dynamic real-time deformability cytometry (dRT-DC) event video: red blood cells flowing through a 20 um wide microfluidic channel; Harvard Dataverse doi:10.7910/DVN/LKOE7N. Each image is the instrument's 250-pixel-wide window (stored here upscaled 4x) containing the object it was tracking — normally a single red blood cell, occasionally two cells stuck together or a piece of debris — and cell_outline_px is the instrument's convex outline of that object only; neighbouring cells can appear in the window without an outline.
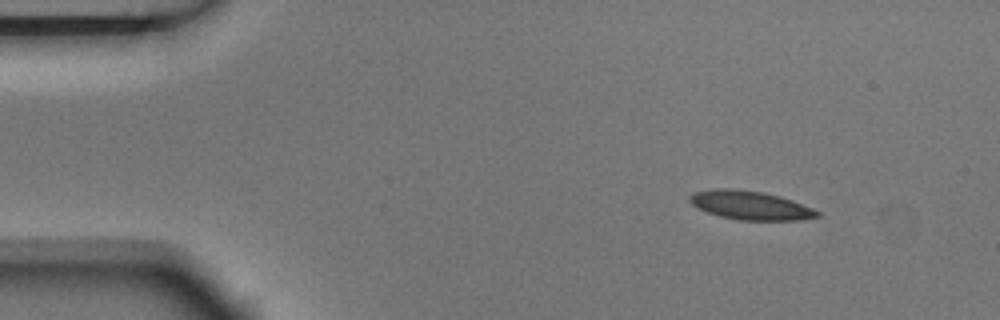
{"species": "Egyptian fruit bat (a non-hibernating species)", "species_latin": "Rousettus aegyptiacus", "temperature_condition": "room temperature", "stored_images_in_passage": 9, "camera_frame_rate_fps": 3000, "um_per_image_px": 0.085, "animal": {"sex": "male"}, "frame": {"image": 1, "passage_image": 1, "time_ms": 0.0, "image_size_px": [1000, 320], "cell_outline_px": [[820, 216], [800, 220], [740, 220], [720, 216], [696, 208], [688, 200], [688, 196], [696, 192], [716, 188], [732, 188], [764, 192], [780, 196], [792, 200], [812, 208], [820, 212]], "centroid_in_image_um": [63.77, 17.45], "position_along_channel_um": 21.2, "area_um2": 21.39}}
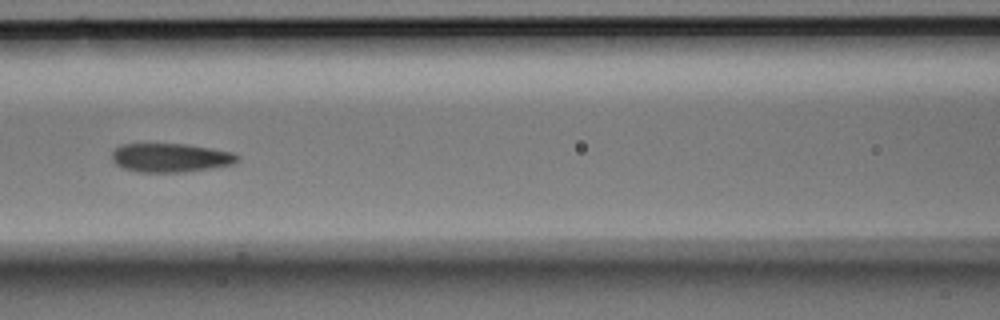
{"frame": {"image": 2, "passage_image": 6, "time_ms": 1.667, "image_size_px": [1000, 320], "cell_outline_px": [[240, 156], [232, 164], [184, 172], [136, 172], [124, 168], [116, 164], [112, 160], [112, 152], [116, 148], [124, 144], [184, 144], [232, 152]], "centroid_in_image_um": [14.45, 13.41], "position_along_channel_um": 152.1, "area_um2": 20.75}}
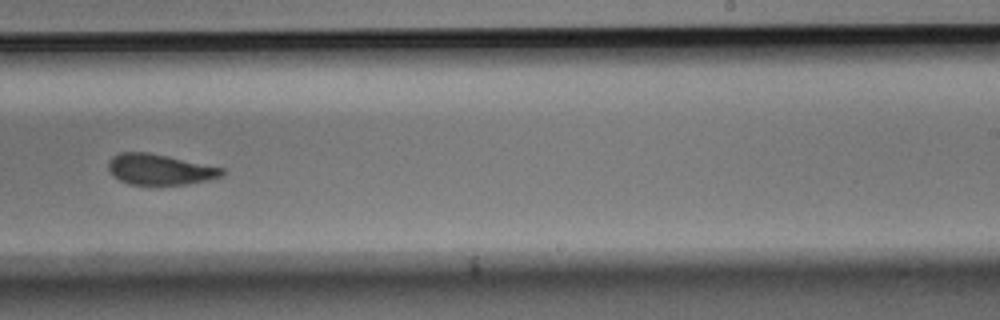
{"frame": {"image": 3, "passage_image": 9, "time_ms": 2.667, "image_size_px": [1000, 320], "cell_outline_px": [[224, 176], [208, 180], [188, 184], [128, 184], [112, 176], [108, 168], [108, 160], [112, 156], [120, 152], [148, 152], [224, 168]], "centroid_in_image_um": [13.56, 14.4], "position_along_channel_um": 275.4, "area_um2": 20.35}}